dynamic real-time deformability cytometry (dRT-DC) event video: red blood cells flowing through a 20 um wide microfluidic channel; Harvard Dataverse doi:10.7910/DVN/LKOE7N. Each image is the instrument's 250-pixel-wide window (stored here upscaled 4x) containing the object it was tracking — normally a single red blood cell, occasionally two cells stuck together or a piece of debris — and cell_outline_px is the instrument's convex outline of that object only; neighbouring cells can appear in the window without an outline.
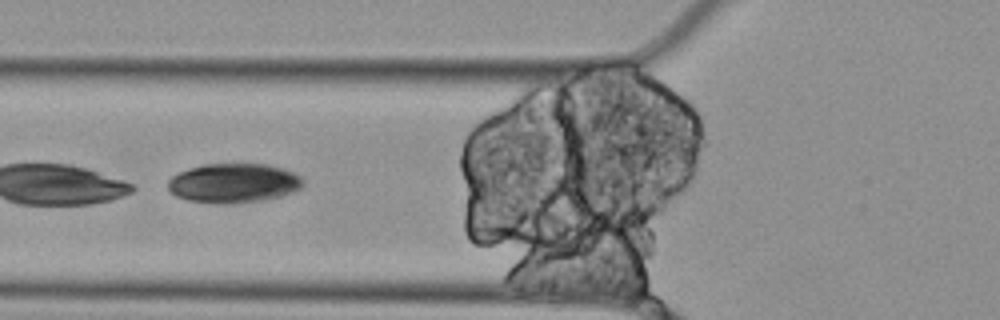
{"species": "Egyptian fruit bat (a non-hibernating species)", "species_latin": "Rousettus aegyptiacus", "temperature_condition": "cold", "stored_images_in_passage": 7, "camera_frame_rate_fps": 3000, "um_per_image_px": 0.085, "animal": {"sex": "female"}, "frame": {"image": 1, "passage_image": 6, "time_ms": 1.667, "image_size_px": [1000, 320], "cell_outline_px": [[304, 184], [300, 188], [292, 192], [280, 196], [264, 200], [236, 204], [220, 204], [188, 200], [176, 196], [168, 188], [168, 180], [172, 176], [188, 168], [204, 164], [268, 164], [284, 168], [300, 176], [304, 180]], "centroid_in_image_um": [19.87, 15.57], "position_along_channel_um": 105.9, "area_um2": 31.21}}